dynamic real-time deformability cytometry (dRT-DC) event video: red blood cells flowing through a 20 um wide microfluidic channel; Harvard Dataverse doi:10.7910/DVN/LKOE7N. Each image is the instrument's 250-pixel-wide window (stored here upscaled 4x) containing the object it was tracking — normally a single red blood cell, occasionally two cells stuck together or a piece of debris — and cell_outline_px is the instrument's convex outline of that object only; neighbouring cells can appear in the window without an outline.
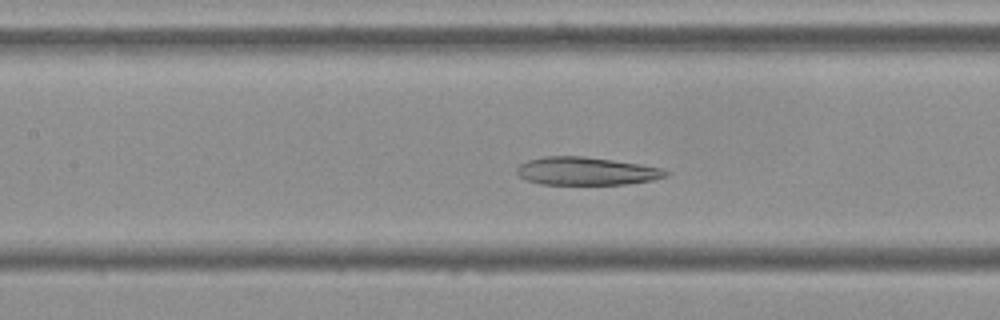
{"species": "Egyptian fruit bat (a non-hibernating species)", "species_latin": "Rousettus aegyptiacus", "temperature_condition": "cold", "stored_images_in_passage": 56, "camera_frame_rate_fps": 3000, "um_per_image_px": 0.085, "frame": {"image": 1, "passage_image": 25, "time_ms": 8.0, "image_size_px": [1000, 320], "cell_outline_px": [[672, 172], [668, 176], [652, 180], [624, 184], [540, 184], [528, 180], [520, 176], [516, 172], [516, 168], [520, 164], [528, 160], [544, 156], [584, 156], [612, 160], [660, 168]], "centroid_in_image_um": [49.82, 14.54], "position_along_channel_um": 157.6, "area_um2": 24.1}}
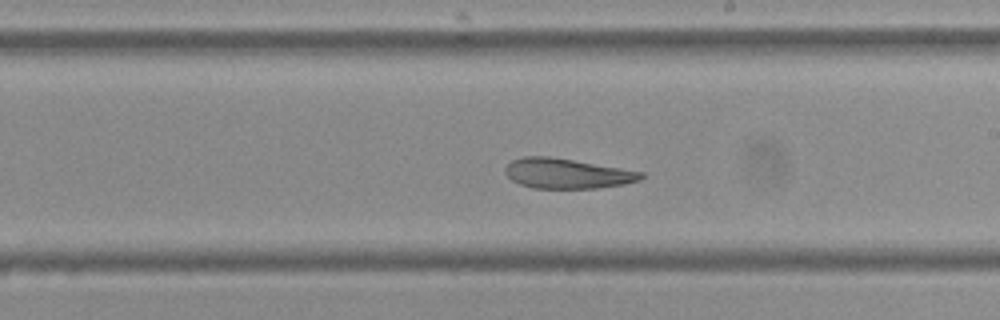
{"frame": {"image": 2, "passage_image": 32, "time_ms": 10.333, "image_size_px": [1000, 320], "cell_outline_px": [[644, 176], [640, 180], [624, 184], [596, 188], [532, 188], [520, 184], [512, 180], [504, 172], [504, 168], [512, 160], [524, 156], [548, 156], [644, 172]], "centroid_in_image_um": [48.17, 14.75], "position_along_channel_um": 240.8, "area_um2": 23.58}}
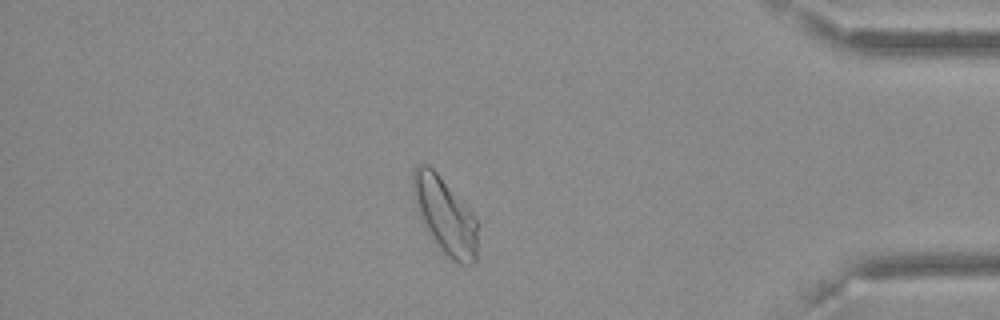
{"frame": {"image": 3, "passage_image": 48, "time_ms": 15.667, "image_size_px": [1000, 320], "cell_outline_px": [[476, 260], [472, 264], [460, 264], [452, 260], [444, 252], [428, 232], [416, 208], [412, 188], [412, 172], [416, 164], [428, 164], [436, 172], [472, 212], [476, 220]], "centroid_in_image_um": [37.8, 18.29], "position_along_channel_um": 397.4, "area_um2": 28.21}, "authors_computed_cell_mechanics": {"area_um2": 27.8307, "velocity_mm_per_s": 3.5804, "shape_relaxation_time_tau1_ms": null, "shape_relaxation_time_tau2_ms": 2.9838, "deformation_change_tau1": null, "deformation_change_tau2": 0.1081}}